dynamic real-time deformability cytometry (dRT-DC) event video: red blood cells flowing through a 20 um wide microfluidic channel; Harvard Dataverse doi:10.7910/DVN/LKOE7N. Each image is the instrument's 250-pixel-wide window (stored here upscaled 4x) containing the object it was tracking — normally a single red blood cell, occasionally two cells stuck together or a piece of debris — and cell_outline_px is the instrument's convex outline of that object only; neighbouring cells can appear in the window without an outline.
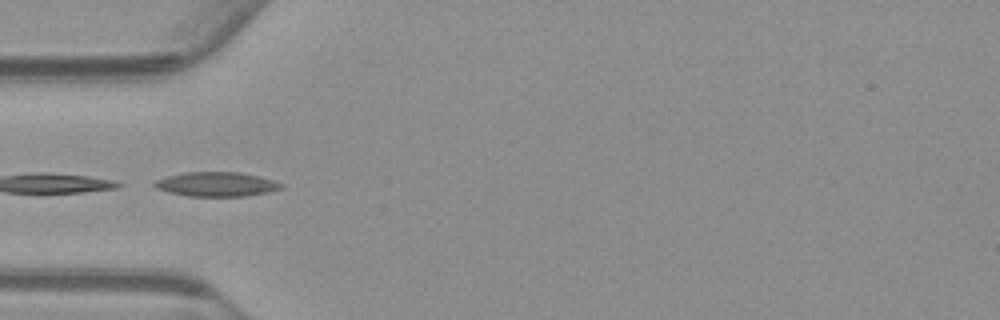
{"species": "common noctule bat (a hibernating species)", "species_latin": "Nyctalus noctula", "temperature_condition": "warm", "stored_images_in_passage": 12, "camera_frame_rate_fps": 3000, "um_per_image_px": 0.085, "animal": {"sex": "male", "body_mass_g": 23.1, "forearm_length_mm": 52.7}, "frame": {"image": 1, "passage_image": 1, "time_ms": 0.0, "image_size_px": [1000, 320], "cell_outline_px": [[284, 188], [268, 192], [244, 196], [188, 196], [168, 192], [156, 188], [152, 184], [156, 180], [168, 176], [184, 172], [240, 172], [260, 176], [284, 184]], "centroid_in_image_um": [18.41, 15.66], "position_along_channel_um": 66.6, "area_um2": 18.03}}